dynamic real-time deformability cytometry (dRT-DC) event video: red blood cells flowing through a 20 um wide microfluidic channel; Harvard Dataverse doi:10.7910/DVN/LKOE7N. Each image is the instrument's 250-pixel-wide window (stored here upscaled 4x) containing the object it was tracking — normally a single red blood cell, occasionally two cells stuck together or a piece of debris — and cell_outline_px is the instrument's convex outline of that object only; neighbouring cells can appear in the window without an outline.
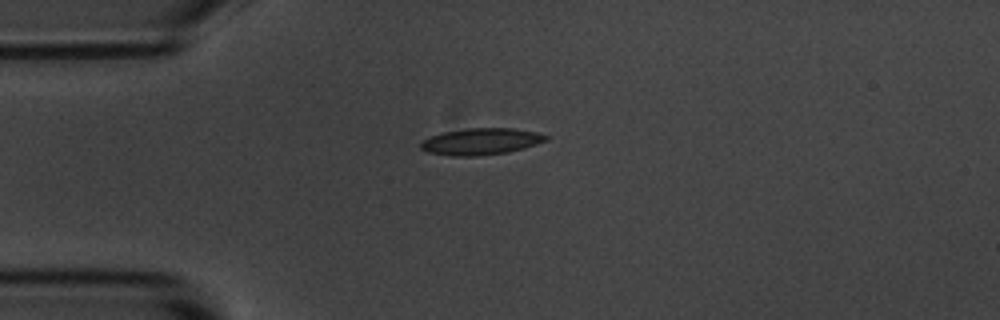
{"species": "common noctule bat (a hibernating species)", "species_latin": "Nyctalus noctula", "temperature_condition": "room temperature", "stored_images_in_passage": 2, "camera_frame_rate_fps": 3000, "um_per_image_px": 0.085, "animal": {"sex": "male", "body_mass_g": 20.1, "forearm_length_mm": 53.5}, "frame": {"image": 1, "passage_image": 1, "time_ms": 0.0, "image_size_px": [1000, 320], "cell_outline_px": [[548, 140], [536, 144], [508, 152], [476, 156], [452, 156], [428, 152], [420, 148], [420, 144], [424, 140], [432, 136], [444, 132], [468, 128], [512, 128], [536, 132], [548, 136]], "centroid_in_image_um": [40.89, 12.03], "position_along_channel_um": 44.1, "area_um2": 19.19}}
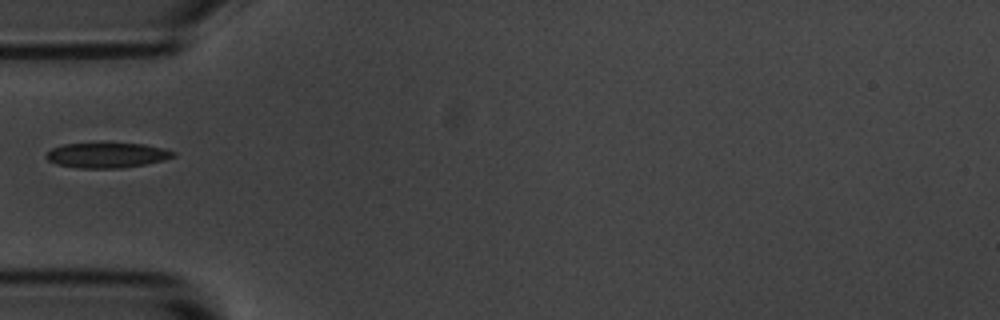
{"frame": {"image": 2, "passage_image": 2, "time_ms": 1.333, "image_size_px": [1000, 320], "cell_outline_px": [[176, 156], [164, 160], [144, 164], [120, 168], [80, 168], [56, 164], [48, 160], [44, 156], [52, 148], [64, 144], [144, 144], [164, 148], [176, 152]], "centroid_in_image_um": [9.11, 13.2], "position_along_channel_um": 75.9, "area_um2": 18.38}}